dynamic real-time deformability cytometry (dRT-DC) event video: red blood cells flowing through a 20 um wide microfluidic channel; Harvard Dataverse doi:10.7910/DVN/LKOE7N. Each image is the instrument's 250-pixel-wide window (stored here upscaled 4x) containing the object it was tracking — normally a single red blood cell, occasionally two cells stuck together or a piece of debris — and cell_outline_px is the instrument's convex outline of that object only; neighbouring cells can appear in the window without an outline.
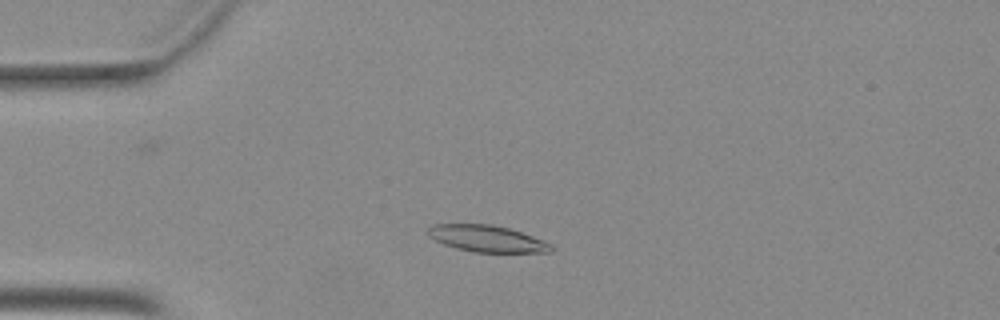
{"species": "Egyptian fruit bat (a non-hibernating species)", "species_latin": "Rousettus aegyptiacus", "temperature_condition": "warm", "stored_images_in_passage": 42, "camera_frame_rate_fps": 3000, "um_per_image_px": 0.085, "animal": {"sex": "female"}, "frame": {"image": 1, "passage_image": 10, "time_ms": 3.0, "image_size_px": [1000, 320], "cell_outline_px": [[556, 248], [552, 252], [472, 252], [456, 248], [444, 244], [428, 236], [428, 228], [432, 224], [492, 224], [508, 228], [544, 240], [552, 244]], "centroid_in_image_um": [41.42, 20.29], "position_along_channel_um": 43.6, "area_um2": 19.13}}
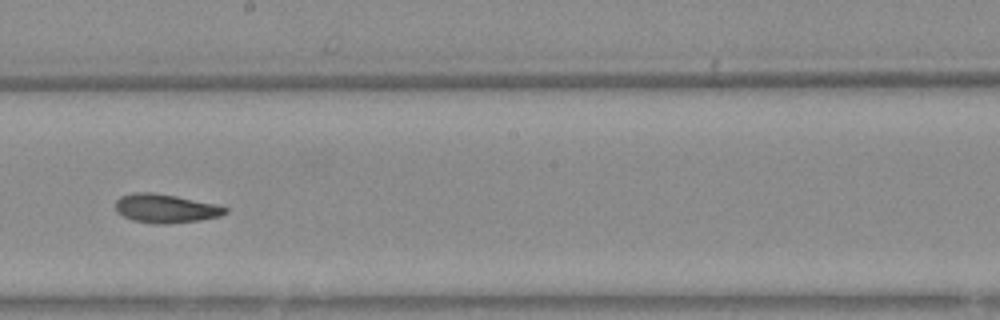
{"frame": {"image": 2, "passage_image": 26, "time_ms": 8.333, "image_size_px": [1000, 320], "cell_outline_px": [[228, 212], [220, 216], [200, 220], [168, 224], [156, 224], [132, 220], [116, 212], [116, 200], [120, 196], [132, 192], [152, 192], [176, 196], [216, 204], [228, 208]], "centroid_in_image_um": [14.07, 17.71], "position_along_channel_um": 234.1, "area_um2": 18.5}}
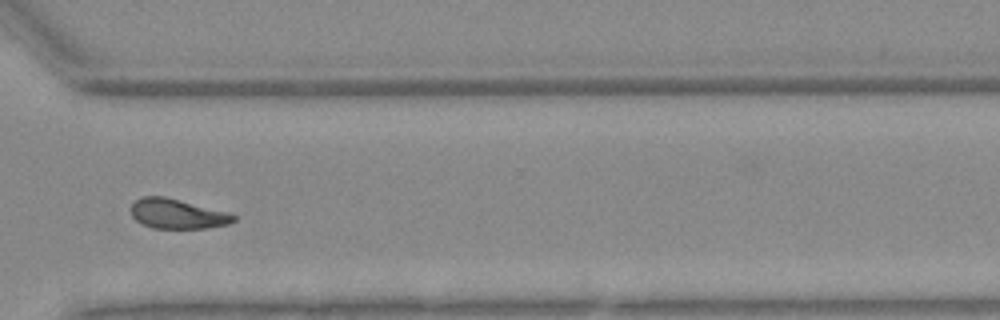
{"frame": {"image": 3, "passage_image": 35, "time_ms": 11.333, "image_size_px": [1000, 320], "cell_outline_px": [[236, 220], [228, 224], [208, 228], [152, 228], [140, 224], [132, 216], [132, 204], [140, 196], [164, 196], [232, 212], [236, 216]], "centroid_in_image_um": [15.11, 18.17], "position_along_channel_um": 355.5, "area_um2": 18.09}}